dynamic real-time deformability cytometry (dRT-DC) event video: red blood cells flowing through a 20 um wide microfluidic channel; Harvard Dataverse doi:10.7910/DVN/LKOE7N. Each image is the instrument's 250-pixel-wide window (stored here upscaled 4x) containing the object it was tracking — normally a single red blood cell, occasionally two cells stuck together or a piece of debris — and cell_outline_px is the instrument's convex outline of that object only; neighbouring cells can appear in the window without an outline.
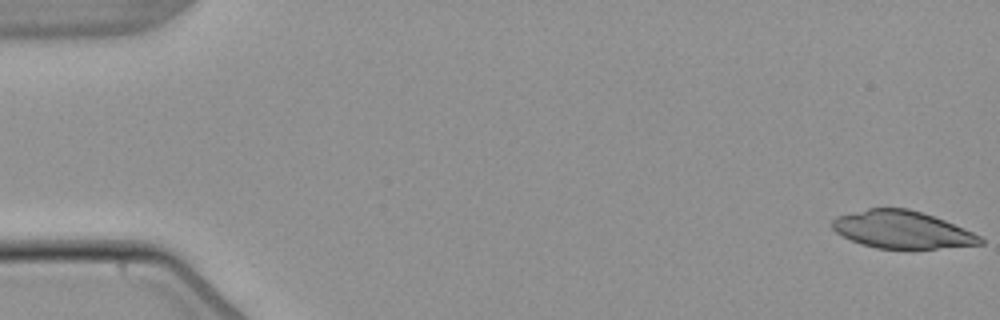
{"species": "common noctule bat (a hibernating species)", "species_latin": "Nyctalus noctula", "temperature_condition": "warm", "stored_images_in_passage": 3, "camera_frame_rate_fps": 3000, "um_per_image_px": 0.085, "animal": {"sex": "male", "body_mass_g": 21.5, "forearm_length_mm": 52.0}, "frame": {"image": 1, "passage_image": 1, "time_ms": 0.0, "image_size_px": [1000, 320], "cell_outline_px": [[984, 244], [936, 248], [876, 248], [860, 244], [836, 232], [832, 228], [832, 220], [836, 216], [868, 208], [908, 208], [944, 220], [972, 232], [980, 236], [984, 240]], "centroid_in_image_um": [76.65, 19.52], "position_along_channel_um": 8.3, "area_um2": 31.96}}